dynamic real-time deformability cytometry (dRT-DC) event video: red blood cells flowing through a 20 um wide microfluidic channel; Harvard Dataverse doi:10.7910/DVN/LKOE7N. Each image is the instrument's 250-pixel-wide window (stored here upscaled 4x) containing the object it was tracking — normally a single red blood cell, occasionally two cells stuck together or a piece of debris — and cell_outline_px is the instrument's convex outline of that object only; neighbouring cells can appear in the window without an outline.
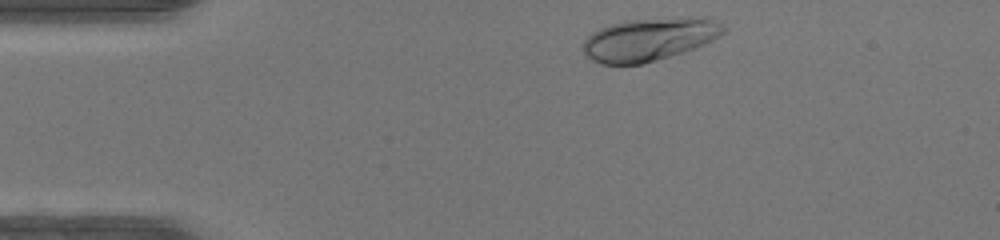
{"species": "human", "species_latin": "Homo sapiens", "temperature_condition": "warm", "stored_images_in_passage": 33, "camera_frame_rate_fps": 3000, "um_per_image_px": 0.085, "donor": {"sex": "female"}, "frame": {"image": 1, "passage_image": 1, "time_ms": 0.0, "image_size_px": [1000, 240], "cell_outline_px": [[728, 28], [720, 36], [696, 48], [644, 64], [600, 64], [592, 60], [584, 52], [584, 40], [592, 32], [600, 28], [612, 24], [628, 20], [704, 16], [708, 16]], "centroid_in_image_um": [55.24, 3.33], "position_along_channel_um": 29.8, "area_um2": 35.2}}
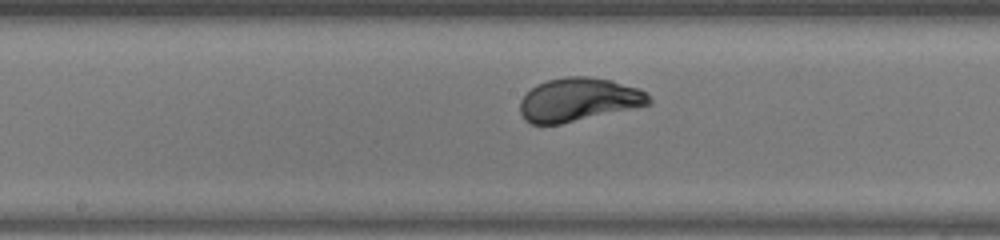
{"frame": {"image": 2, "passage_image": 17, "time_ms": 5.333, "image_size_px": [1000, 240], "cell_outline_px": [[652, 104], [636, 108], [560, 124], [532, 124], [524, 120], [520, 112], [520, 100], [536, 84], [548, 80], [564, 76], [588, 76], [612, 80], [640, 88], [652, 100]], "centroid_in_image_um": [49.2, 8.47], "position_along_channel_um": 199.0, "area_um2": 32.83}}
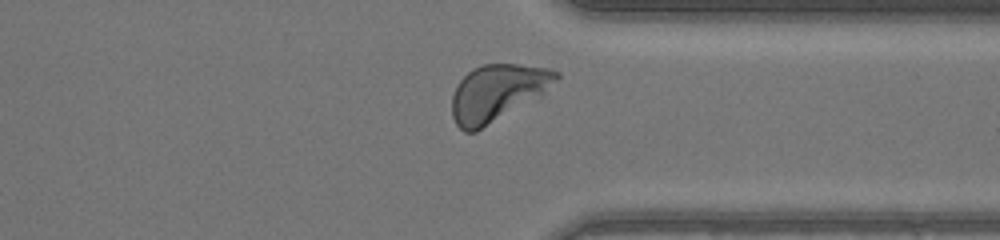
{"frame": {"image": 3, "passage_image": 29, "time_ms": 9.333, "image_size_px": [1000, 240], "cell_outline_px": [[560, 76], [540, 96], [476, 132], [464, 132], [456, 124], [452, 116], [452, 96], [456, 84], [472, 68], [484, 64], [520, 64], [548, 68], [560, 72]], "centroid_in_image_um": [42.25, 7.88], "position_along_channel_um": 369.2, "area_um2": 34.28}, "authors_computed_cell_mechanics": {"area_um2": 32.7148, "velocity_mm_per_s": 4.2745, "shape_relaxation_time_tau1_ms": 1.968, "shape_relaxation_time_tau2_ms": null, "deformation_change_tau1": 0.1535, "deformation_change_tau2": null}}